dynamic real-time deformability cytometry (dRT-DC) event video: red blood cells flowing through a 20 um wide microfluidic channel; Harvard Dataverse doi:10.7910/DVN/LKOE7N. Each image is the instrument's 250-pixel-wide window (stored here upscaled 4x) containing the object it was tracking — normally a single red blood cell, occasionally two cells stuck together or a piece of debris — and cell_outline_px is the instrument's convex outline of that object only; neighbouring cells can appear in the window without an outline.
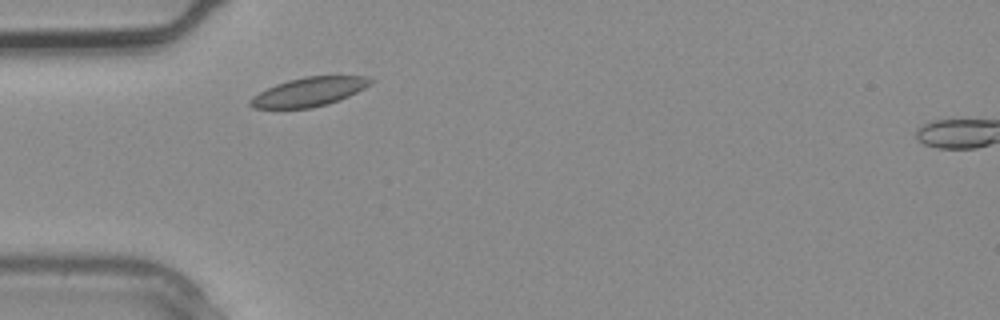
{"species": "common noctule bat (a hibernating species)", "species_latin": "Nyctalus noctula", "temperature_condition": "warm", "stored_images_in_passage": 2, "camera_frame_rate_fps": 3000, "um_per_image_px": 0.085, "animal": {"sex": "male", "body_mass_g": 20.4}, "frame": {"image": 1, "passage_image": 1, "time_ms": 0.0, "image_size_px": [1000, 320], "cell_outline_px": [[376, 80], [372, 84], [340, 100], [328, 104], [312, 108], [252, 108], [248, 104], [248, 100], [252, 96], [276, 84], [288, 80], [304, 76], [368, 76]], "centroid_in_image_um": [26.28, 7.8], "position_along_channel_um": 58.7, "area_um2": 20.4}}